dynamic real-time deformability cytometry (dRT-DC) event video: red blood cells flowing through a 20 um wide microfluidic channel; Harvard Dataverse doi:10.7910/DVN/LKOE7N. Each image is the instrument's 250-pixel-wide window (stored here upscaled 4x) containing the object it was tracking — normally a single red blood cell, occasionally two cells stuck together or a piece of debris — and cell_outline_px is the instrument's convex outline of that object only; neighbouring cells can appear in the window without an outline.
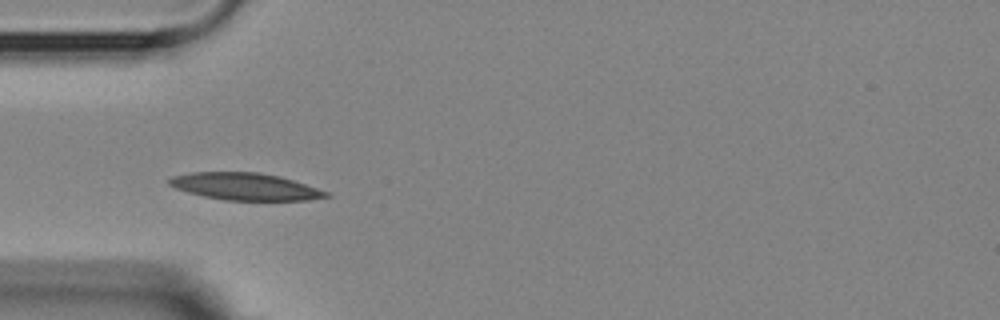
{"species": "Egyptian fruit bat (a non-hibernating species)", "species_latin": "Rousettus aegyptiacus", "temperature_condition": "room temperature", "stored_images_in_passage": 4, "camera_frame_rate_fps": 3000, "um_per_image_px": 0.085, "animal": {"sex": "female"}, "frame": {"image": 1, "passage_image": 4, "time_ms": 3.667, "image_size_px": [1000, 320], "cell_outline_px": [[332, 196], [308, 200], [224, 200], [204, 196], [188, 192], [176, 188], [168, 184], [168, 180], [172, 176], [192, 172], [260, 172], [280, 176], [328, 192]], "centroid_in_image_um": [20.82, 15.85], "position_along_channel_um": 64.2, "area_um2": 24.62}}